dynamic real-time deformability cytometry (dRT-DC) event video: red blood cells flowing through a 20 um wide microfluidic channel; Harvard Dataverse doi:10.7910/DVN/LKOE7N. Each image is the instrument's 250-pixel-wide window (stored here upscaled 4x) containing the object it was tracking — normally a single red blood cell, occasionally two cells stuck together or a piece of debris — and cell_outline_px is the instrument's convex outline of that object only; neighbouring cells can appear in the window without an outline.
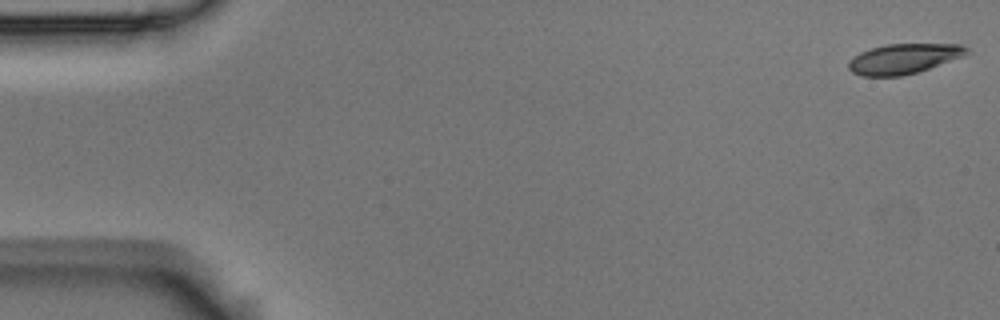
{"species": "Egyptian fruit bat (a non-hibernating species)", "species_latin": "Rousettus aegyptiacus", "temperature_condition": "room temperature", "stored_images_in_passage": 10, "camera_frame_rate_fps": 3000, "um_per_image_px": 0.085, "animal": {"sex": "male"}, "frame": {"image": 1, "passage_image": 1, "time_ms": 0.0, "image_size_px": [1000, 320], "cell_outline_px": [[972, 52], [964, 56], [916, 72], [900, 76], [860, 76], [852, 72], [848, 68], [848, 60], [860, 52], [872, 48], [888, 44], [960, 44], [968, 48]], "centroid_in_image_um": [76.81, 4.99], "position_along_channel_um": 8.2, "area_um2": 20.63}}